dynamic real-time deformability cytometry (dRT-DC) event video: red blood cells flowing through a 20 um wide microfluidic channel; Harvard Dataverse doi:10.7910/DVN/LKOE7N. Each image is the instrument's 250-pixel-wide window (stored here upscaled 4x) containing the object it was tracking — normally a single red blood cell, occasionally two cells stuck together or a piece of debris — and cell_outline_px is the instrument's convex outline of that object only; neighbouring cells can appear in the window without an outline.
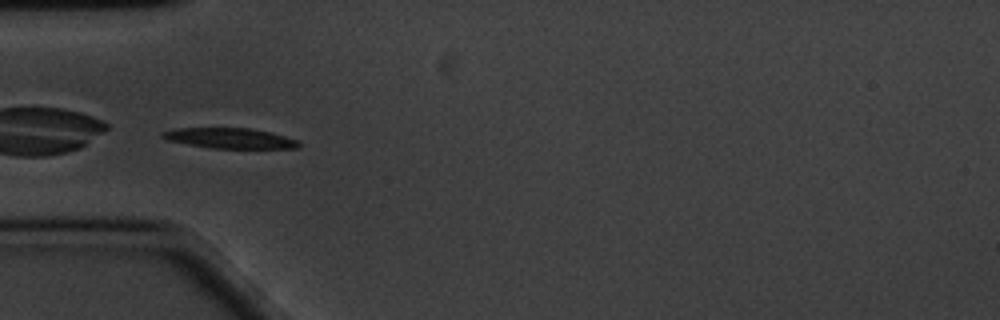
{"species": "common noctule bat (a hibernating species)", "species_latin": "Nyctalus noctula", "temperature_condition": "cold", "stored_images_in_passage": 42, "camera_frame_rate_fps": 3000, "um_per_image_px": 0.085, "animal": {"sex": "male", "body_mass_g": 20.1, "forearm_length_mm": 53.5}, "frame": {"image": 1, "passage_image": 1, "time_ms": 0.0, "image_size_px": [1000, 320], "cell_outline_px": [[300, 148], [212, 148], [188, 144], [168, 140], [160, 136], [160, 132], [180, 128], [248, 128], [268, 132], [300, 140]], "centroid_in_image_um": [19.55, 11.75], "position_along_channel_um": 65.4, "area_um2": 16.01}}
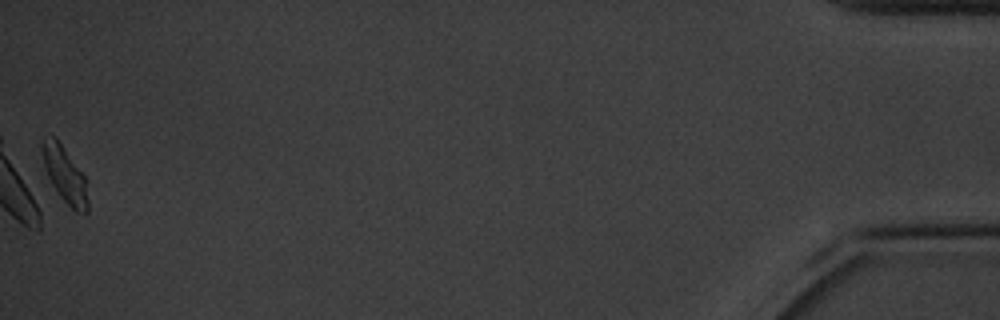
{"frame": {"image": 2, "passage_image": 42, "time_ms": 13.667, "image_size_px": [1000, 320], "cell_outline_px": [[88, 212], [76, 212], [56, 192], [44, 168], [40, 148], [40, 144], [52, 136], [56, 136], [84, 176], [88, 200]], "centroid_in_image_um": [5.49, 14.84], "position_along_channel_um": 429.7, "area_um2": 14.68}, "authors_computed_cell_mechanics": {"area_um2": 16.0684, "velocity_mm_per_s": 3.36, "shape_relaxation_time_tau1_ms": 1.9648, "shape_relaxation_time_tau2_ms": null, "deformation_change_tau1": 0.1208, "deformation_change_tau2": null}}